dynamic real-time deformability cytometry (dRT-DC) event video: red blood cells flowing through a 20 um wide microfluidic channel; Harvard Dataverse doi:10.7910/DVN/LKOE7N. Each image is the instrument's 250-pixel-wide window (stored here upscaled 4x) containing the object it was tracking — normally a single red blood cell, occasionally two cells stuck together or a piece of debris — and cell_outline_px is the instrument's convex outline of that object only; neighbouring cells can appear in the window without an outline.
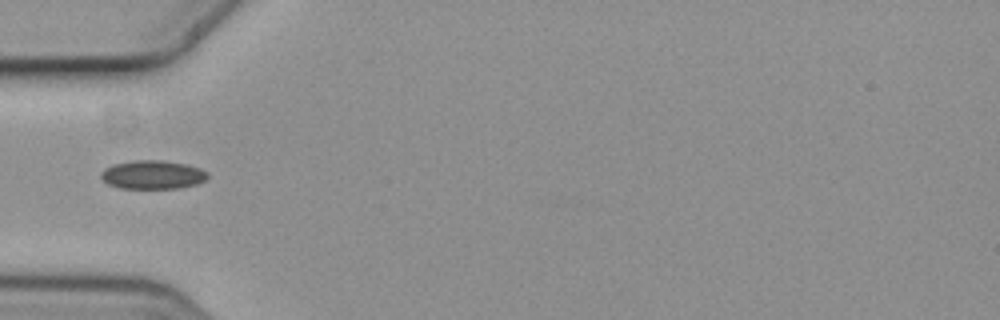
{"species": "common noctule bat (a hibernating species)", "species_latin": "Nyctalus noctula", "temperature_condition": "cold", "stored_images_in_passage": 4, "camera_frame_rate_fps": 3000, "um_per_image_px": 0.085, "animal": {"sex": "female", "body_mass_g": 19.3, "forearm_length_mm": 54.1}, "frame": {"image": 1, "passage_image": 4, "time_ms": 1.0, "image_size_px": [1000, 320], "cell_outline_px": [[208, 176], [204, 180], [196, 184], [180, 188], [120, 188], [108, 184], [100, 176], [100, 172], [104, 168], [112, 164], [132, 160], [160, 160], [184, 164], [200, 168], [208, 172]], "centroid_in_image_um": [12.94, 14.84], "position_along_channel_um": 72.1, "area_um2": 17.8}}